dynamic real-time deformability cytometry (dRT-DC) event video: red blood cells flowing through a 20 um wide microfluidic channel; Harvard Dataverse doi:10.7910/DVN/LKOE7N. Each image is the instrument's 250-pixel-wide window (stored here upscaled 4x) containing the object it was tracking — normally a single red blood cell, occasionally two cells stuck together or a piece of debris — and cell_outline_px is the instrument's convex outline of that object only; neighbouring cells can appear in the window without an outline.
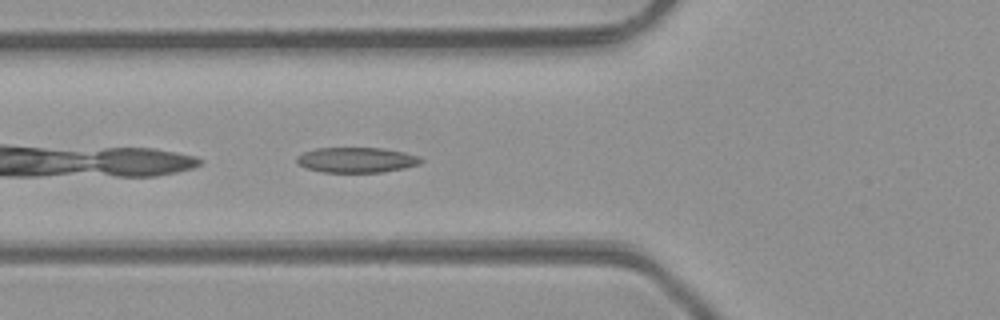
{"species": "common noctule bat (a hibernating species)", "species_latin": "Nyctalus noctula", "temperature_condition": "room temperature", "stored_images_in_passage": 28, "camera_frame_rate_fps": 3000, "um_per_image_px": 0.085, "animal": {"sex": "male", "body_mass_g": 23.1, "forearm_length_mm": 52.7}, "frame": {"image": 1, "passage_image": 3, "time_ms": 0.667, "image_size_px": [1000, 320], "cell_outline_px": [[424, 160], [420, 164], [404, 168], [384, 172], [324, 172], [304, 168], [296, 160], [296, 156], [304, 152], [316, 148], [380, 148], [404, 152], [420, 156]], "centroid_in_image_um": [30.32, 13.59], "position_along_channel_um": 95.5, "area_um2": 18.32}}
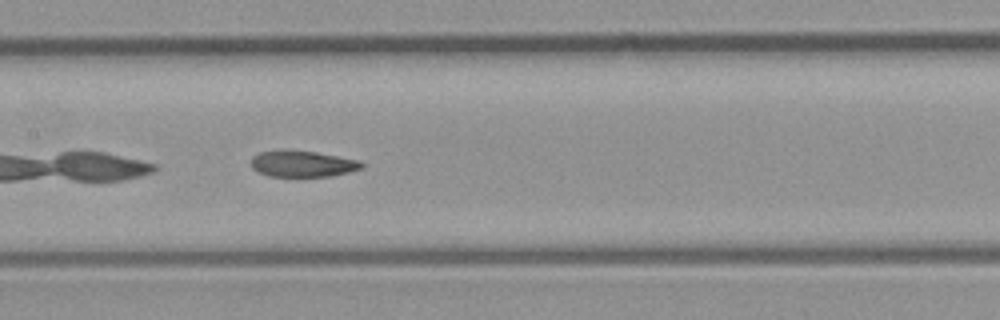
{"frame": {"image": 2, "passage_image": 9, "time_ms": 2.667, "image_size_px": [1000, 320], "cell_outline_px": [[364, 168], [332, 176], [268, 176], [252, 168], [252, 156], [260, 152], [280, 148], [316, 152], [360, 160], [364, 164]], "centroid_in_image_um": [25.72, 13.9], "position_along_channel_um": 181.7, "area_um2": 17.17}}
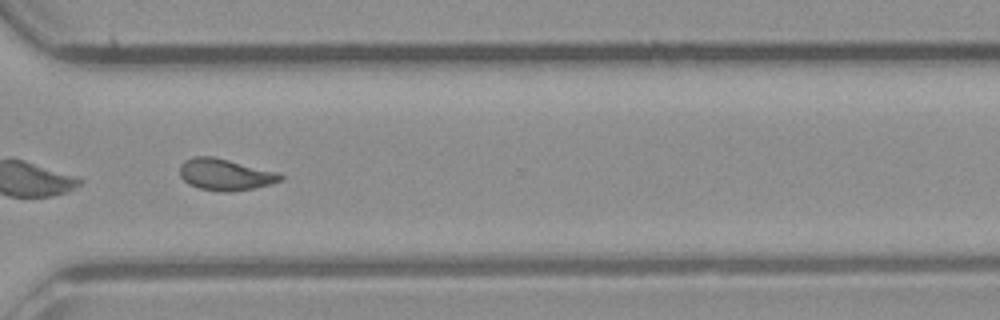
{"frame": {"image": 3, "passage_image": 21, "time_ms": 6.667, "image_size_px": [1000, 320], "cell_outline_px": [[284, 176], [280, 180], [268, 184], [252, 188], [228, 192], [224, 192], [200, 188], [188, 184], [180, 176], [180, 164], [184, 160], [192, 156], [212, 156], [276, 172]], "centroid_in_image_um": [19.07, 14.82], "position_along_channel_um": 351.5, "area_um2": 18.15}, "authors_computed_cell_mechanics": {"area_um2": 17.8024, "velocity_mm_per_s": 4.2502, "shape_relaxation_time_tau1_ms": 10.1976, "shape_relaxation_time_tau2_ms": 2.0197, "deformation_change_tau1": 0.2383, "deformation_change_tau2": 0.0867}}